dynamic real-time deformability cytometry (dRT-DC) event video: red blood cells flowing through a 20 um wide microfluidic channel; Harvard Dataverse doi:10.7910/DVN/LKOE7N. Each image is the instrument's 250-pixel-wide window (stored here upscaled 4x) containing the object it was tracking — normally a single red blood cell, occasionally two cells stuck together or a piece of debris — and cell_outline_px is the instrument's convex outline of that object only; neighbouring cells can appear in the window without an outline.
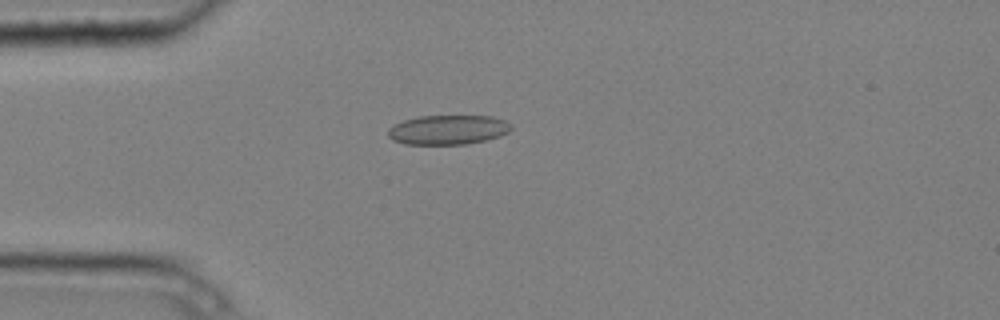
{"species": "common noctule bat (a hibernating species)", "species_latin": "Nyctalus noctula", "temperature_condition": "cold", "stored_images_in_passage": 1, "camera_frame_rate_fps": 3000, "um_per_image_px": 0.085, "animal": {"sex": "male", "body_mass_g": 20.4}, "frame": {"image": 1, "passage_image": 1, "time_ms": 0.0, "image_size_px": [1000, 320], "cell_outline_px": [[512, 128], [508, 132], [500, 136], [468, 144], [404, 144], [392, 140], [388, 136], [388, 128], [404, 120], [420, 116], [492, 116], [504, 120]], "centroid_in_image_um": [38.06, 11.03], "position_along_channel_um": 46.9, "area_um2": 21.04}}